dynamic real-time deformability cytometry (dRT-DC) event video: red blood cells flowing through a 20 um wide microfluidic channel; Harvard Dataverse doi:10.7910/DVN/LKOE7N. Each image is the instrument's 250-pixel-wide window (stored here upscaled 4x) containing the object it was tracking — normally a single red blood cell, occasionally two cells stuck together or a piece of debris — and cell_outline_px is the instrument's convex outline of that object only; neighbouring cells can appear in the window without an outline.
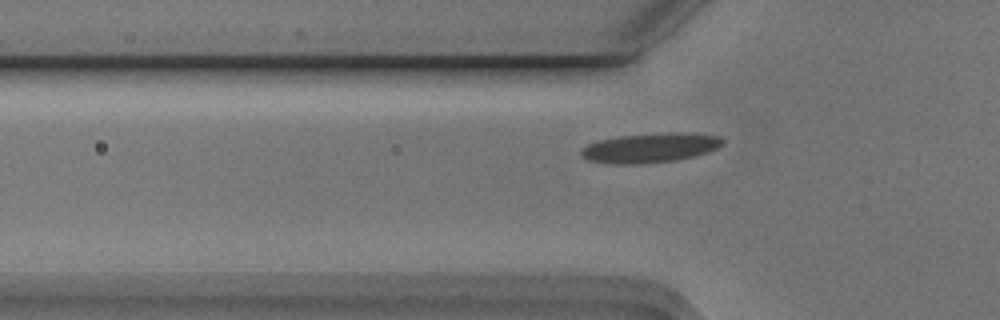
{"species": "Egyptian fruit bat (a non-hibernating species)", "species_latin": "Rousettus aegyptiacus", "temperature_condition": "cold", "stored_images_in_passage": 7, "camera_frame_rate_fps": 3000, "um_per_image_px": 0.085, "animal": {"sex": "male"}, "frame": {"image": 1, "passage_image": 7, "time_ms": 2.0, "image_size_px": [1000, 320], "cell_outline_px": [[724, 144], [708, 152], [676, 160], [640, 164], [616, 164], [588, 160], [580, 156], [580, 148], [596, 140], [620, 136], [668, 132], [692, 132], [720, 136], [724, 140]], "centroid_in_image_um": [55.26, 12.55], "position_along_channel_um": 70.5, "area_um2": 24.62}}